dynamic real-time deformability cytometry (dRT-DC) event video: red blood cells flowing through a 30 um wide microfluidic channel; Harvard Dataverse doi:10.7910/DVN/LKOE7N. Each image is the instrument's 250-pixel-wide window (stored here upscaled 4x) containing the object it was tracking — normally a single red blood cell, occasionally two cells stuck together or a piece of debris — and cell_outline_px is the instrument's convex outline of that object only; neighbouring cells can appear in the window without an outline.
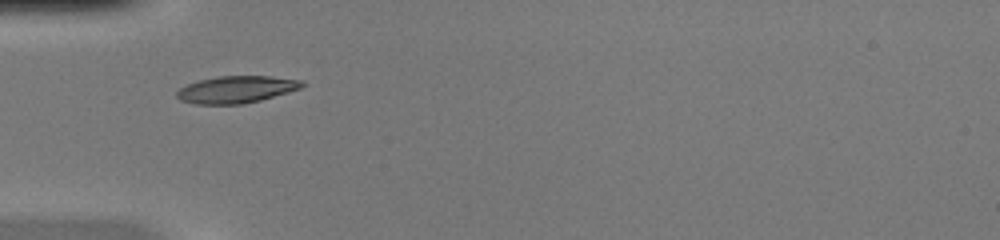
{"species": "common noctule bat (a hibernating species)", "species_latin": "Nyctalus noctula", "temperature_condition": "warm", "stored_images_in_passage": 35, "camera_frame_rate_fps": 3000, "um_per_image_px": 0.085, "animal": {"sex": "female", "body_mass_g": 20.0, "forearm_length_mm": 54.0}, "frame": {"image": 1, "passage_image": 1, "time_ms": 0.0, "image_size_px": [1000, 240], "cell_outline_px": [[308, 84], [300, 88], [288, 92], [260, 100], [240, 104], [196, 104], [180, 100], [176, 96], [176, 92], [180, 88], [188, 84], [200, 80], [220, 76], [272, 76], [304, 80]], "centroid_in_image_um": [20.13, 7.6], "position_along_channel_um": 64.9, "area_um2": 19.71}}
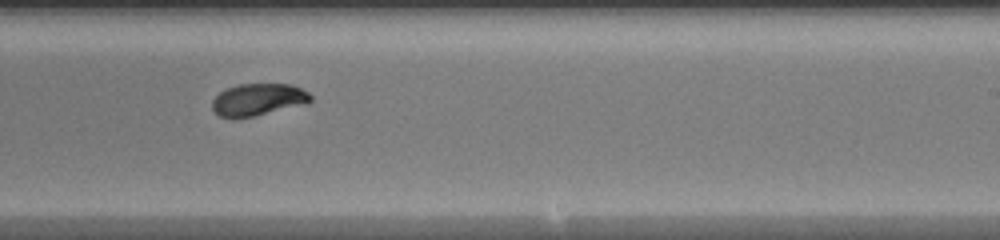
{"frame": {"image": 2, "passage_image": 16, "time_ms": 5.0, "image_size_px": [1000, 240], "cell_outline_px": [[312, 100], [304, 104], [252, 116], [232, 120], [220, 116], [212, 108], [212, 100], [220, 92], [228, 88], [240, 84], [292, 84], [308, 92], [312, 96]], "centroid_in_image_um": [21.91, 8.47], "position_along_channel_um": 267.1, "area_um2": 18.32}}
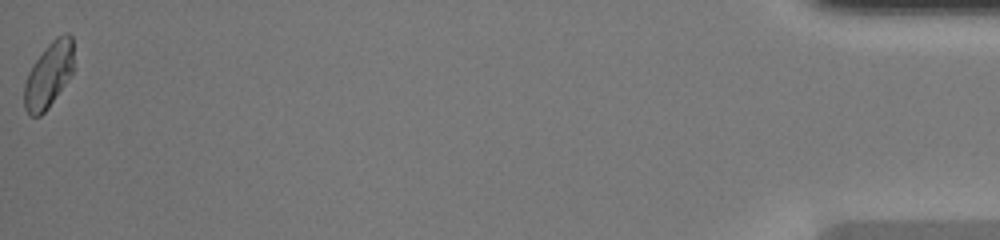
{"frame": {"image": 3, "passage_image": 35, "time_ms": 11.333, "image_size_px": [1000, 240], "cell_outline_px": [[72, 72], [48, 108], [40, 116], [28, 116], [24, 108], [24, 84], [28, 72], [32, 64], [48, 44], [56, 36], [68, 32], [72, 36]], "centroid_in_image_um": [4.1, 6.38], "position_along_channel_um": 431.1, "area_um2": 18.67}, "authors_computed_cell_mechanics": {"area_um2": 18.785, "velocity_mm_per_s": 4.0866, "shape_relaxation_time_tau1_ms": 4.721, "shape_relaxation_time_tau2_ms": null, "deformation_change_tau1": 0.1678, "deformation_change_tau2": null}}